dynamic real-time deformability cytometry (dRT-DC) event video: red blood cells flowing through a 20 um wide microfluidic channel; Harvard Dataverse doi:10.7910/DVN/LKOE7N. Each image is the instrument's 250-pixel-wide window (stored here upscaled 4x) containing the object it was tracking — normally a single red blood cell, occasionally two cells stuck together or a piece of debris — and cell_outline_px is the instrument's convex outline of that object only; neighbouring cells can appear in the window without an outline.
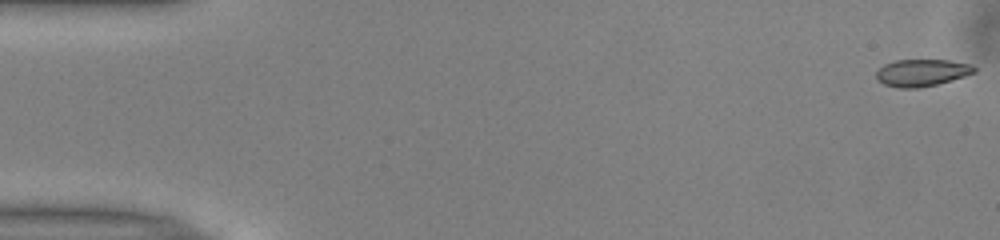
{"species": "common noctule bat (a hibernating species)", "species_latin": "Nyctalus noctula", "temperature_condition": "warm", "stored_images_in_passage": 52, "camera_frame_rate_fps": 3000, "um_per_image_px": 0.085, "animal": {"sex": "male", "body_mass_g": 13.0, "forearm_length_mm": 53.1}, "frame": {"image": 1, "passage_image": 1, "time_ms": 0.0, "image_size_px": [1000, 240], "cell_outline_px": [[976, 72], [952, 80], [936, 84], [916, 88], [900, 88], [884, 84], [876, 76], [876, 72], [884, 64], [896, 60], [948, 60], [968, 64], [976, 68]], "centroid_in_image_um": [78.35, 6.17], "position_along_channel_um": 6.6, "area_um2": 15.2}}
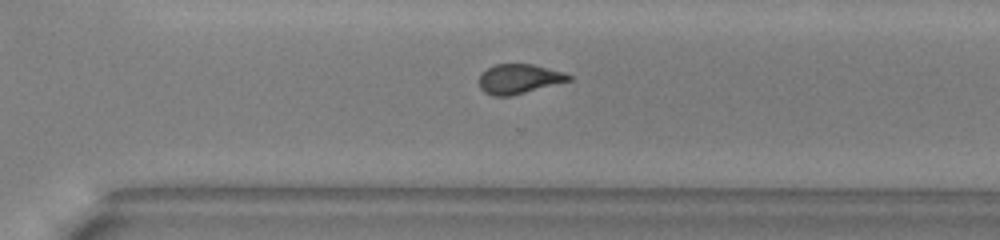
{"frame": {"image": 2, "passage_image": 36, "time_ms": 11.667, "image_size_px": [1000, 240], "cell_outline_px": [[572, 80], [512, 96], [492, 96], [484, 92], [480, 88], [480, 76], [488, 68], [496, 64], [532, 64], [564, 72], [572, 76]], "centroid_in_image_um": [44.14, 6.72], "position_along_channel_um": 326.5, "area_um2": 15.43}}
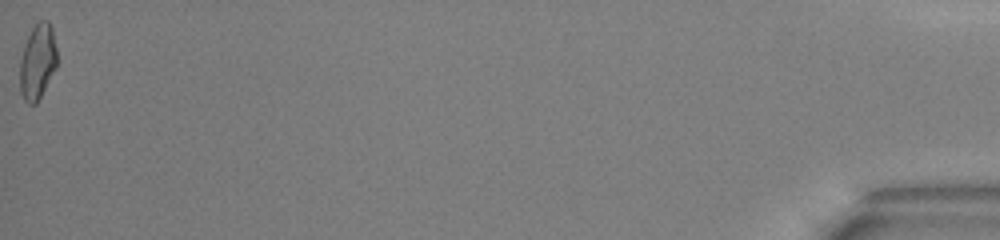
{"frame": {"image": 3, "passage_image": 52, "time_ms": 17.0, "image_size_px": [1000, 240], "cell_outline_px": [[56, 68], [36, 104], [28, 104], [24, 100], [20, 92], [20, 60], [28, 36], [32, 28], [40, 20], [48, 20], [52, 28], [56, 48]], "centroid_in_image_um": [3.19, 5.26], "position_along_channel_um": 432.0, "area_um2": 16.13}, "authors_computed_cell_mechanics": {"area_um2": 16.1551, "velocity_mm_per_s": 3.9911, "shape_relaxation_time_tau1_ms": 5.8951, "shape_relaxation_time_tau2_ms": 1.395, "deformation_change_tau1": 0.1745, "deformation_change_tau2": 0.0706}}